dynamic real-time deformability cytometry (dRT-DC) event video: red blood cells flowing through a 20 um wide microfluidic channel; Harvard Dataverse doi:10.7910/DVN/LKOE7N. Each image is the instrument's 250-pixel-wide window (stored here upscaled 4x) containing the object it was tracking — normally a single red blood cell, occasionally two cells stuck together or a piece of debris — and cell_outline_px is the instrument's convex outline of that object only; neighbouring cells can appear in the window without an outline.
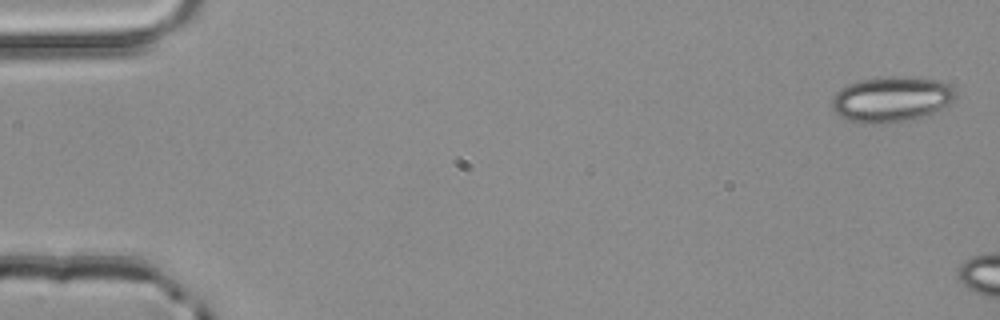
{"species": "common noctule bat (a hibernating species)", "species_latin": "Nyctalus noctula", "temperature_condition": "room temperature", "stored_images_in_passage": 3, "camera_frame_rate_fps": 3000, "um_per_image_px": 0.085, "animal": {"sex": "male", "body_mass_g": 20.4}, "frame": {"image": 1, "passage_image": 1, "time_ms": 0.0, "image_size_px": [1000, 320], "cell_outline_px": [[956, 96], [952, 100], [940, 108], [932, 112], [896, 124], [860, 124], [848, 120], [840, 116], [832, 108], [832, 96], [840, 88], [848, 84], [860, 80], [888, 76], [904, 76], [940, 80], [948, 84], [956, 92]], "centroid_in_image_um": [75.71, 8.44], "position_along_channel_um": 9.3, "area_um2": 32.95}}